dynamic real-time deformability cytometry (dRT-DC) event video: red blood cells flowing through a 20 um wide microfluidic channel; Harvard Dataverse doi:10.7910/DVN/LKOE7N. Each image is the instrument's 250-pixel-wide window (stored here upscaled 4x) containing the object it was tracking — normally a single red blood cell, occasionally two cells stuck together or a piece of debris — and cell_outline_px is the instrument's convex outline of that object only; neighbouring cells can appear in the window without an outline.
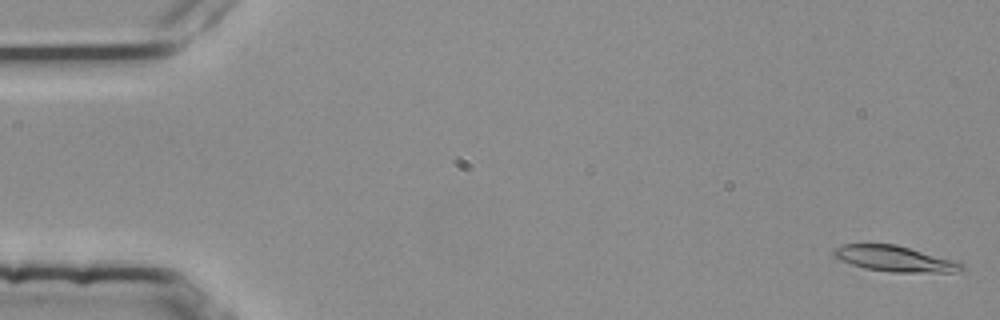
{"species": "common noctule bat (a hibernating species)", "species_latin": "Nyctalus noctula", "temperature_condition": "room temperature", "stored_images_in_passage": 52, "camera_frame_rate_fps": 3000, "um_per_image_px": 0.085, "animal": {"sex": "female", "body_mass_g": 25.1}, "frame": {"image": 1, "passage_image": 1, "time_ms": 0.0, "image_size_px": [1000, 320], "cell_outline_px": [[968, 268], [952, 272], [892, 272], [864, 268], [852, 264], [832, 256], [832, 248], [844, 244], [896, 244], [964, 264]], "centroid_in_image_um": [75.99, 21.99], "position_along_channel_um": 9.0, "area_um2": 18.9}}
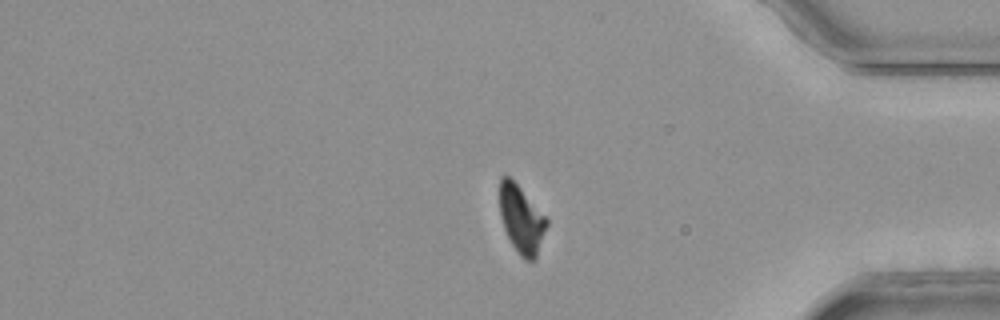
{"frame": {"image": 2, "passage_image": 45, "time_ms": 14.667, "image_size_px": [1000, 320], "cell_outline_px": [[548, 224], [536, 256], [532, 260], [524, 260], [520, 256], [512, 244], [504, 228], [500, 216], [500, 176], [504, 172], [520, 188], [548, 220]], "centroid_in_image_um": [44.3, 18.63], "position_along_channel_um": 390.9, "area_um2": 18.15}}
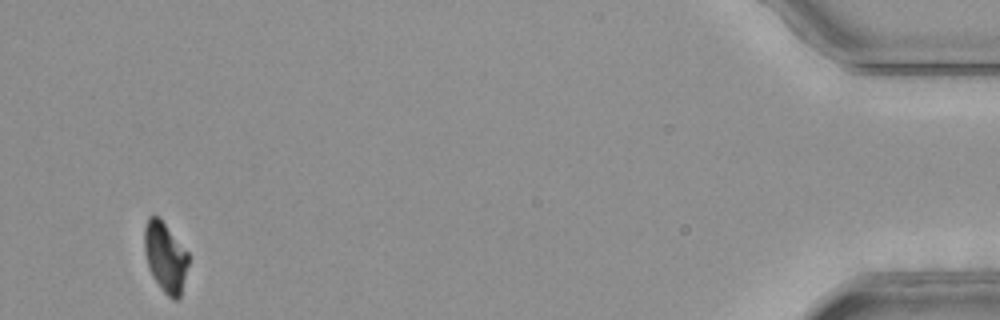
{"frame": {"image": 3, "passage_image": 52, "time_ms": 17.0, "image_size_px": [1000, 320], "cell_outline_px": [[188, 264], [180, 296], [176, 300], [172, 300], [164, 292], [152, 276], [148, 268], [144, 252], [144, 228], [148, 216], [156, 216], [164, 224], [188, 252]], "centroid_in_image_um": [14.03, 21.87], "position_along_channel_um": 421.2, "area_um2": 17.69}, "authors_computed_cell_mechanics": {"area_um2": 19.2763, "velocity_mm_per_s": 3.775, "shape_relaxation_time_tau1_ms": 6.0002, "shape_relaxation_time_tau2_ms": 6.9515, "deformation_change_tau1": 0.1694, "deformation_change_tau2": 0.1011}}